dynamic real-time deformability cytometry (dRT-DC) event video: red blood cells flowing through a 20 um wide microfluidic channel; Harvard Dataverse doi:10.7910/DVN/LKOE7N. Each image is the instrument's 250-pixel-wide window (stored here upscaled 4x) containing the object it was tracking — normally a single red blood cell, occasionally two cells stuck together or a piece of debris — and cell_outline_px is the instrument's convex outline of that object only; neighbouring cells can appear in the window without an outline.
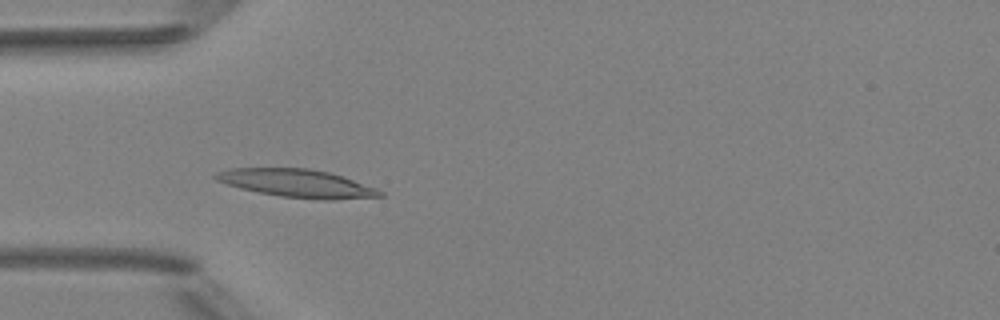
{"species": "Egyptian fruit bat (a non-hibernating species)", "species_latin": "Rousettus aegyptiacus", "temperature_condition": "room temperature", "stored_images_in_passage": 4, "camera_frame_rate_fps": 3000, "um_per_image_px": 0.085, "animal": {"sex": "female"}, "frame": {"image": 1, "passage_image": 3, "time_ms": 3.0, "image_size_px": [1000, 320], "cell_outline_px": [[384, 196], [332, 200], [324, 200], [280, 196], [240, 188], [216, 180], [212, 176], [216, 172], [232, 168], [308, 168], [328, 172], [376, 188], [384, 192]], "centroid_in_image_um": [25.24, 15.58], "position_along_channel_um": 59.8, "area_um2": 26.53}}
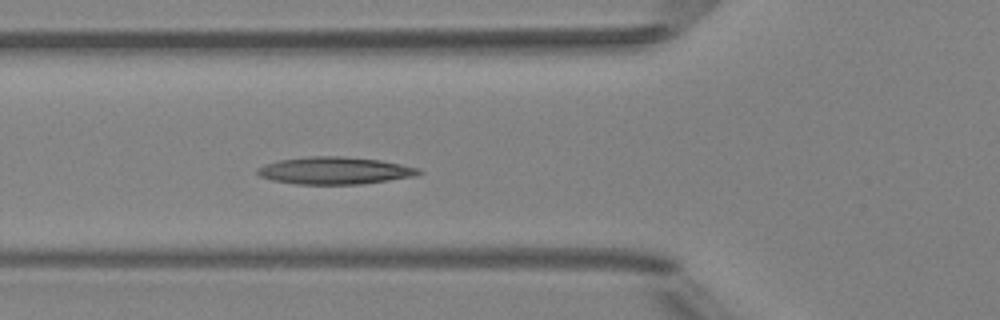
{"frame": {"image": 2, "passage_image": 4, "time_ms": 4.0, "image_size_px": [1000, 320], "cell_outline_px": [[424, 172], [416, 176], [360, 184], [296, 184], [272, 180], [260, 176], [256, 172], [256, 168], [264, 164], [280, 160], [308, 156], [344, 156], [380, 160], [420, 168]], "centroid_in_image_um": [28.45, 14.49], "position_along_channel_um": 97.3, "area_um2": 25.72}}